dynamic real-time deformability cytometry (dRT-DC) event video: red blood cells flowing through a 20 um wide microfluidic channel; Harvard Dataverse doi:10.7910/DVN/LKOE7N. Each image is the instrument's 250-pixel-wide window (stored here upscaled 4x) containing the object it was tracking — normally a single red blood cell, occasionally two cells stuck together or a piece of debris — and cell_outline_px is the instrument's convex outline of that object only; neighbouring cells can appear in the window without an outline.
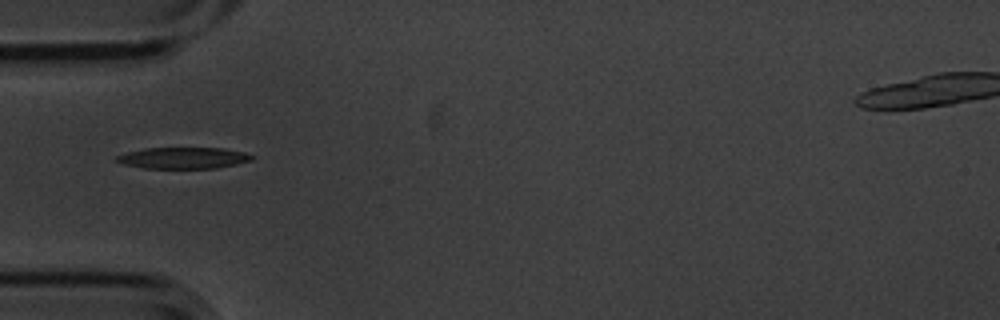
{"species": "common noctule bat (a hibernating species)", "species_latin": "Nyctalus noctula", "temperature_condition": "cold", "stored_images_in_passage": 8, "camera_frame_rate_fps": 3000, "um_per_image_px": 0.085, "animal": {"sex": "male", "body_mass_g": 20.1, "forearm_length_mm": 53.5}, "frame": {"image": 1, "passage_image": 3, "time_ms": 0.667, "image_size_px": [1000, 320], "cell_outline_px": [[256, 156], [252, 160], [236, 164], [216, 168], [144, 168], [124, 164], [112, 160], [116, 156], [128, 152], [144, 148], [224, 148], [244, 152]], "centroid_in_image_um": [15.58, 13.42], "position_along_channel_um": 69.4, "area_um2": 16.88}}
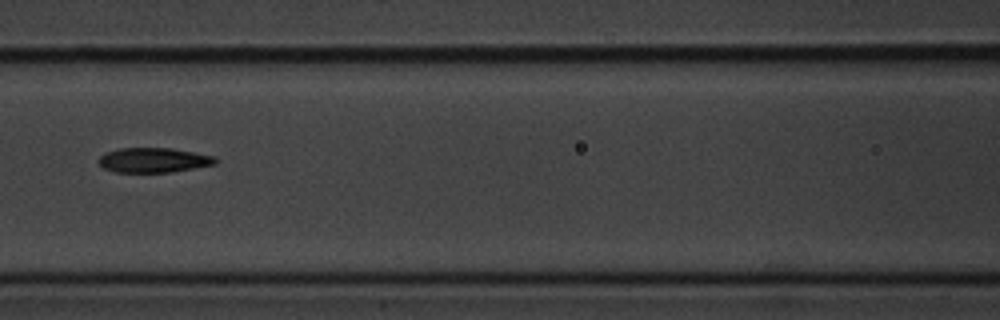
{"frame": {"image": 2, "passage_image": 5, "time_ms": 1.333, "image_size_px": [1000, 320], "cell_outline_px": [[216, 164], [172, 172], [116, 172], [104, 168], [96, 160], [104, 152], [120, 148], [172, 148], [216, 156]], "centroid_in_image_um": [13.04, 13.6], "position_along_channel_um": 153.6, "area_um2": 16.94}}
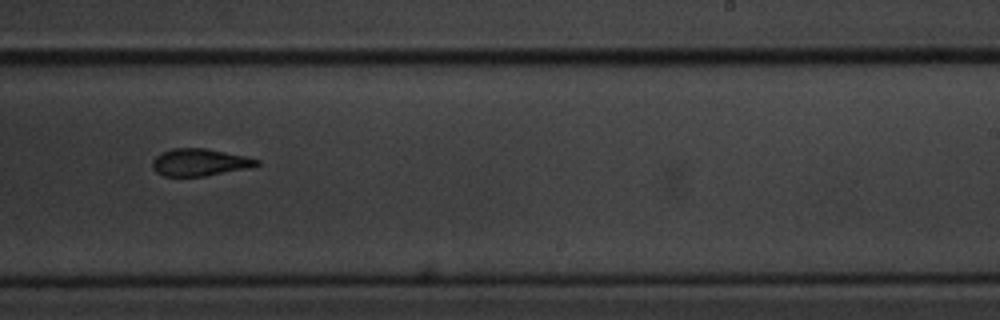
{"frame": {"image": 3, "passage_image": 8, "time_ms": 2.333, "image_size_px": [1000, 320], "cell_outline_px": [[260, 164], [244, 168], [204, 176], [164, 176], [156, 172], [152, 168], [152, 160], [160, 152], [172, 148], [204, 148], [248, 156], [260, 160]], "centroid_in_image_um": [16.92, 13.78], "position_along_channel_um": 272.1, "area_um2": 16.47}}